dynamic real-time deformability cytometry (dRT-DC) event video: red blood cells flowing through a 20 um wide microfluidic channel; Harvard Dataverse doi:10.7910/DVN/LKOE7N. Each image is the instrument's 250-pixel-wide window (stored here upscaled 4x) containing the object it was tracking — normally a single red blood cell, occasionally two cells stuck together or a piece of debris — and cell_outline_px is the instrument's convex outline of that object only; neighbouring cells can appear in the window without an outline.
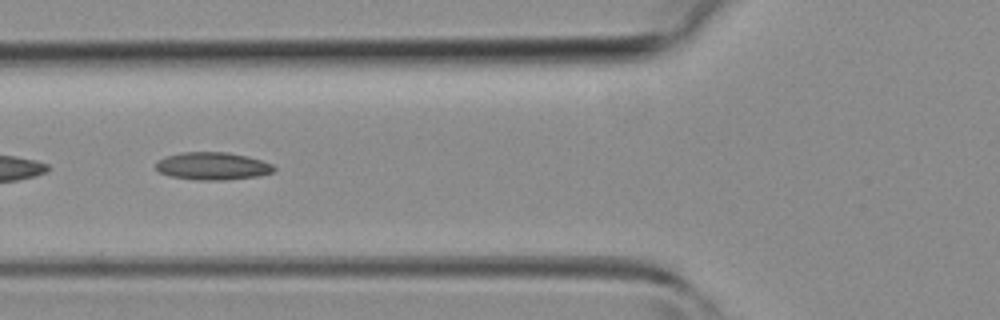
{"species": "common noctule bat (a hibernating species)", "species_latin": "Nyctalus noctula", "temperature_condition": "room temperature", "stored_images_in_passage": 13, "camera_frame_rate_fps": 3000, "um_per_image_px": 0.085, "animal": {"sex": "female", "body_mass_g": 19.3, "forearm_length_mm": 54.1}, "frame": {"image": 1, "passage_image": 10, "time_ms": 3.0, "image_size_px": [1000, 320], "cell_outline_px": [[276, 168], [272, 172], [260, 176], [228, 180], [196, 180], [172, 176], [160, 172], [156, 168], [156, 160], [164, 156], [184, 152], [228, 152], [248, 156], [272, 164]], "centroid_in_image_um": [18.07, 14.11], "position_along_channel_um": 107.7, "area_um2": 19.13}}